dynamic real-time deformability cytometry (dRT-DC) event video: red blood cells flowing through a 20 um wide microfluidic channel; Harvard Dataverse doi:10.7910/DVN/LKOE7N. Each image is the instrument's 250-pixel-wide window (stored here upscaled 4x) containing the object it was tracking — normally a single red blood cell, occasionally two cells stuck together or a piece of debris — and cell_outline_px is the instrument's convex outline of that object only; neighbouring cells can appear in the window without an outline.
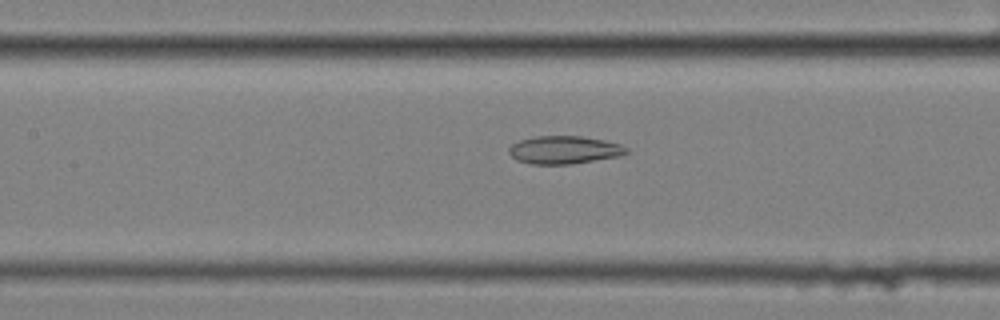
{"species": "common noctule bat (a hibernating species)", "species_latin": "Nyctalus noctula", "temperature_condition": "cold", "stored_images_in_passage": 41, "camera_frame_rate_fps": 3000, "um_per_image_px": 0.085, "animal": {"sex": "female", "body_mass_g": 25.1}, "frame": {"image": 1, "passage_image": 9, "time_ms": 2.667, "image_size_px": [1000, 320], "cell_outline_px": [[632, 152], [620, 156], [572, 164], [532, 164], [516, 160], [508, 152], [508, 148], [512, 144], [520, 140], [536, 136], [580, 136], [604, 140], [620, 144], [628, 148]], "centroid_in_image_um": [47.98, 12.74], "position_along_channel_um": 159.4, "area_um2": 19.25}}
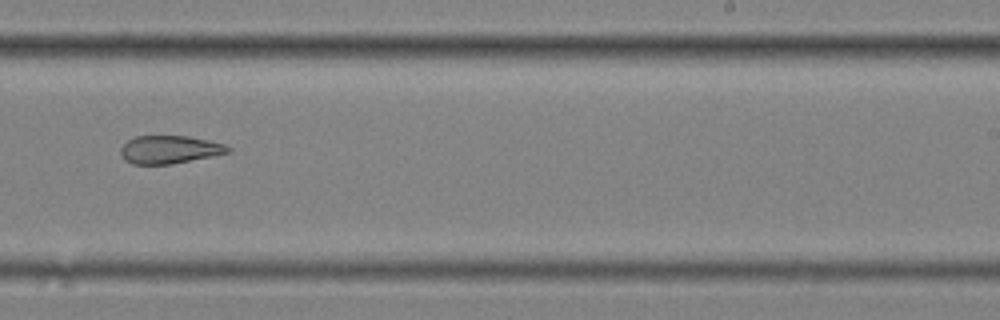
{"frame": {"image": 2, "passage_image": 19, "time_ms": 6.0, "image_size_px": [1000, 320], "cell_outline_px": [[232, 152], [216, 156], [172, 164], [132, 164], [124, 160], [120, 152], [120, 148], [128, 140], [136, 136], [188, 136], [208, 140], [224, 144], [232, 148]], "centroid_in_image_um": [14.45, 12.72], "position_along_channel_um": 274.5, "area_um2": 17.74}}
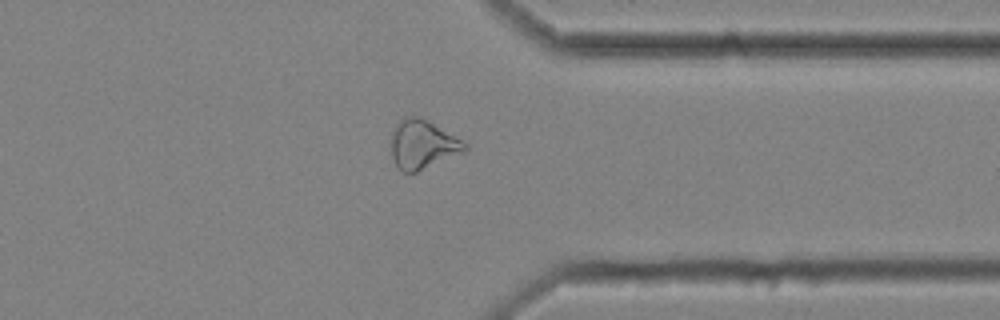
{"frame": {"image": 3, "passage_image": 28, "time_ms": 9.0, "image_size_px": [1000, 320], "cell_outline_px": [[468, 148], [464, 152], [416, 172], [400, 172], [392, 156], [392, 128], [404, 116], [420, 116], [468, 144]], "centroid_in_image_um": [35.9, 12.27], "position_along_channel_um": 375.5, "area_um2": 20.81}, "authors_computed_cell_mechanics": {"area_um2": 19.8832, "velocity_mm_per_s": 3.4632, "shape_relaxation_time_tau1_ms": null, "shape_relaxation_time_tau2_ms": 3.261, "deformation_change_tau1": null, "deformation_change_tau2": 0.1135}}